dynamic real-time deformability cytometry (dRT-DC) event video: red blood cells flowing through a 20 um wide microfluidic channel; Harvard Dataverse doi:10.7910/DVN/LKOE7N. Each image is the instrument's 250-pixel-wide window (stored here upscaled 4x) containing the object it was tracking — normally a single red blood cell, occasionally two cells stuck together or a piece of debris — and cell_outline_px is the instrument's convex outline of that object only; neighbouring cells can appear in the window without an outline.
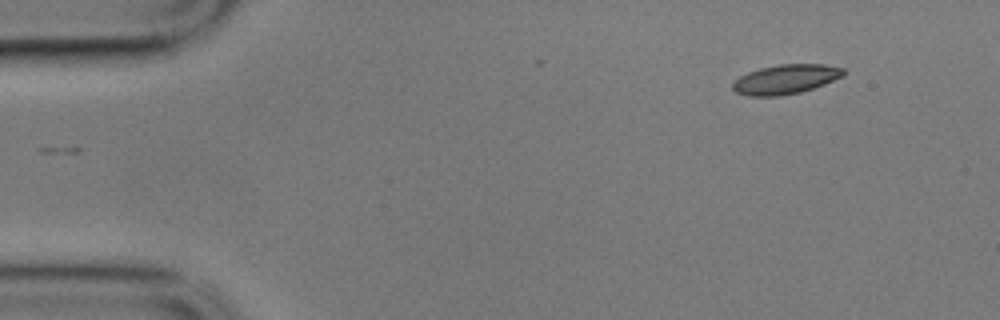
{"species": "common noctule bat (a hibernating species)", "species_latin": "Nyctalus noctula", "temperature_condition": "cold", "stored_images_in_passage": 3, "camera_frame_rate_fps": 3000, "um_per_image_px": 0.085, "animal": {"sex": "male", "body_mass_g": 17.9}, "frame": {"image": 1, "passage_image": 1, "time_ms": 0.0, "image_size_px": [1000, 320], "cell_outline_px": [[844, 76], [824, 84], [800, 92], [780, 96], [748, 96], [736, 92], [732, 88], [732, 84], [740, 76], [748, 72], [760, 68], [780, 64], [824, 64], [844, 68]], "centroid_in_image_um": [66.78, 6.73], "position_along_channel_um": 18.2, "area_um2": 18.96}}